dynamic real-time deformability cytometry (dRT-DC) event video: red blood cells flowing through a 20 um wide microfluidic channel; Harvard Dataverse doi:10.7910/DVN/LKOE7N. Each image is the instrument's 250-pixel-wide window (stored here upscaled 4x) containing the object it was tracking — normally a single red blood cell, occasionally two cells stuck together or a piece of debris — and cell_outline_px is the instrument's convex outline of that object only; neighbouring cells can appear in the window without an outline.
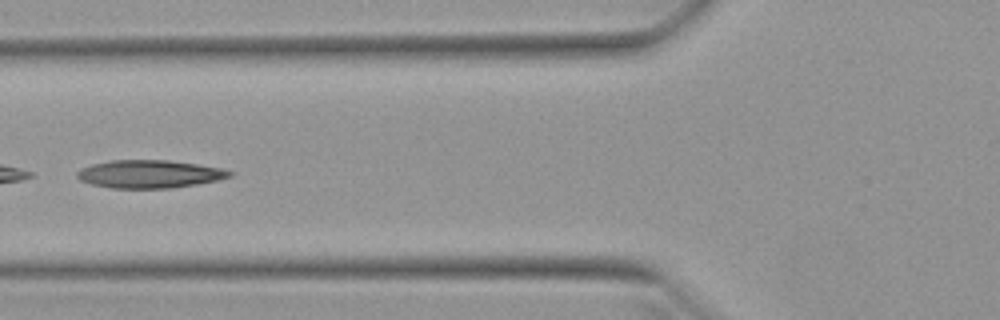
{"species": "Egyptian fruit bat (a non-hibernating species)", "species_latin": "Rousettus aegyptiacus", "temperature_condition": "warm", "stored_images_in_passage": 36, "camera_frame_rate_fps": 3000, "um_per_image_px": 0.085, "animal": {"sex": "female"}, "frame": {"image": 1, "passage_image": 7, "time_ms": 2.0, "image_size_px": [1000, 320], "cell_outline_px": [[232, 176], [216, 180], [196, 184], [172, 188], [112, 188], [92, 184], [80, 180], [76, 176], [76, 172], [80, 168], [92, 164], [108, 160], [168, 160], [196, 164], [220, 168], [232, 172]], "centroid_in_image_um": [12.65, 14.79], "position_along_channel_um": 113.2, "area_um2": 24.74}}
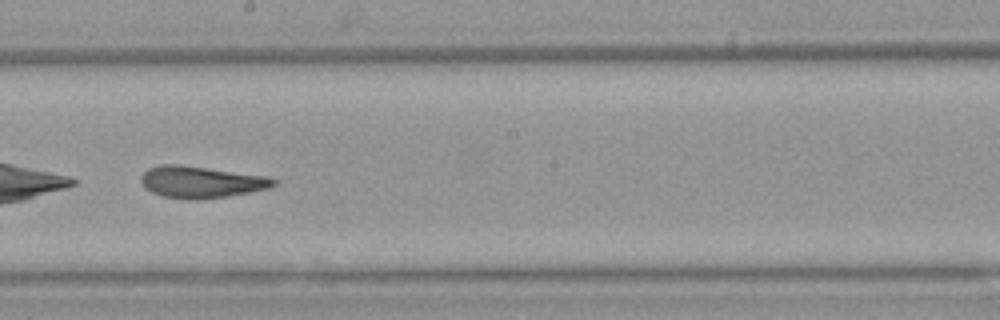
{"frame": {"image": 2, "passage_image": 16, "time_ms": 5.0, "image_size_px": [1000, 320], "cell_outline_px": [[276, 184], [268, 188], [228, 196], [196, 200], [192, 200], [160, 196], [152, 192], [140, 180], [140, 176], [148, 168], [160, 164], [180, 164], [268, 176], [276, 180]], "centroid_in_image_um": [17.08, 15.46], "position_along_channel_um": 231.1, "area_um2": 24.51}}
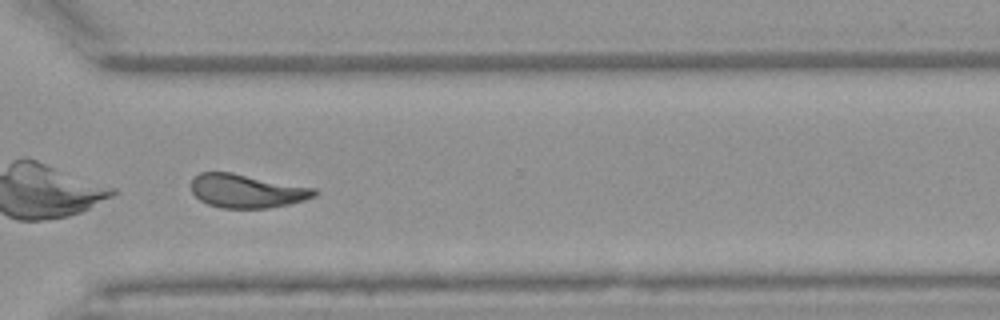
{"frame": {"image": 3, "passage_image": 25, "time_ms": 8.0, "image_size_px": [1000, 320], "cell_outline_px": [[320, 192], [316, 196], [304, 200], [288, 204], [268, 208], [220, 208], [208, 204], [200, 200], [192, 192], [192, 180], [200, 172], [232, 172], [316, 188]], "centroid_in_image_um": [21.01, 16.23], "position_along_channel_um": 349.6, "area_um2": 24.22}, "authors_computed_cell_mechanics": {"area_um2": 24.7095, "velocity_mm_per_s": 3.9444, "shape_relaxation_time_tau1_ms": 8.1837, "shape_relaxation_time_tau2_ms": 2.7458, "deformation_change_tau1": 0.2251, "deformation_change_tau2": 0.1169}}